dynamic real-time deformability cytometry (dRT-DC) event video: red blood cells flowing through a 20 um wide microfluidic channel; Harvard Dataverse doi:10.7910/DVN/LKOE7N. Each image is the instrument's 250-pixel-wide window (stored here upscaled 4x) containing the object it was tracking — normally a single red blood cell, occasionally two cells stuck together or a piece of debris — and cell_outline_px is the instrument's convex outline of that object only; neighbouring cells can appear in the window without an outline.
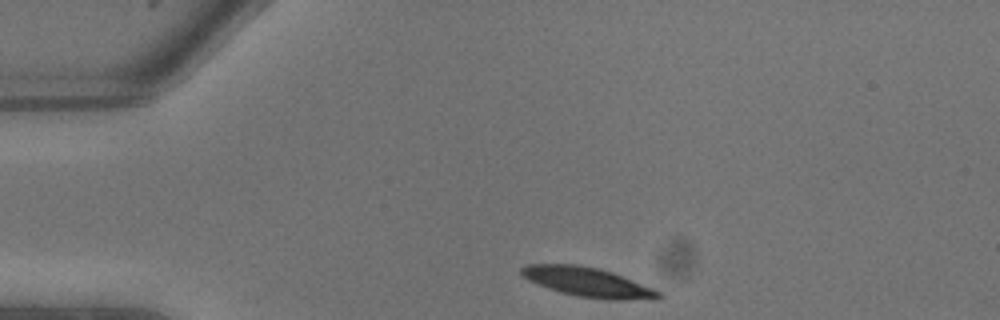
{"species": "common noctule bat (a hibernating species)", "species_latin": "Nyctalus noctula", "temperature_condition": "warm", "stored_images_in_passage": 3, "camera_frame_rate_fps": 3000, "um_per_image_px": 0.085, "animal": {"sex": "male", "body_mass_g": 13.3}, "frame": {"image": 1, "passage_image": 1, "time_ms": 0.0, "image_size_px": [1000, 320], "cell_outline_px": [[664, 296], [624, 300], [608, 300], [580, 296], [560, 292], [548, 288], [528, 280], [520, 272], [520, 268], [524, 264], [576, 264], [600, 268], [612, 272], [652, 288], [660, 292]], "centroid_in_image_um": [49.88, 23.96], "position_along_channel_um": 35.1, "area_um2": 23.12}}